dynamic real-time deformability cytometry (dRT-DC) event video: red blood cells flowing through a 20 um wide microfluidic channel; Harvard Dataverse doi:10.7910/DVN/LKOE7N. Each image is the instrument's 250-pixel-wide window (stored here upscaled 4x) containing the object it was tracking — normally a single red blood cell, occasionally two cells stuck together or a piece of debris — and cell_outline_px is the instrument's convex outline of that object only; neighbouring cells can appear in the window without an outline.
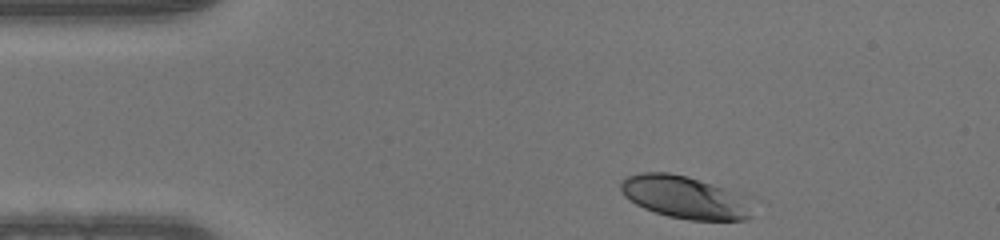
{"species": "human", "species_latin": "Homo sapiens", "temperature_condition": "warm", "stored_images_in_passage": 35, "camera_frame_rate_fps": 3000, "um_per_image_px": 0.085, "donor": {"sex": "male"}, "frame": {"image": 1, "passage_image": 1, "time_ms": 0.0, "image_size_px": [1000, 240], "cell_outline_px": [[752, 216], [744, 220], [688, 220], [668, 216], [644, 208], [636, 204], [624, 196], [620, 188], [620, 184], [628, 176], [640, 172], [668, 172], [688, 176], [720, 188]], "centroid_in_image_um": [57.9, 16.76], "position_along_channel_um": 27.1, "area_um2": 30.46}}
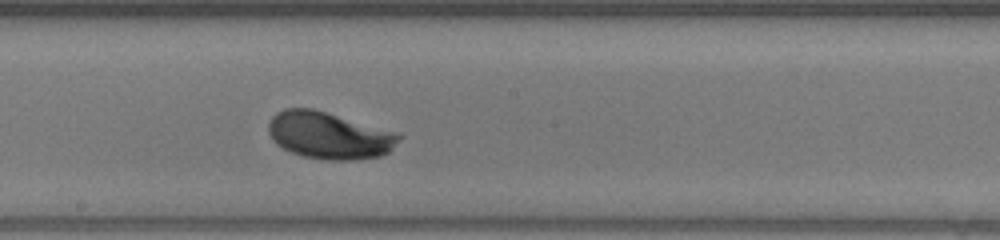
{"frame": {"image": 2, "passage_image": 20, "time_ms": 6.333, "image_size_px": [1000, 240], "cell_outline_px": [[404, 136], [388, 152], [380, 156], [356, 160], [324, 160], [304, 156], [292, 152], [276, 144], [272, 140], [268, 132], [268, 124], [272, 116], [276, 112], [284, 108], [312, 108], [400, 132]], "centroid_in_image_um": [28.0, 11.5], "position_along_channel_um": 220.2, "area_um2": 36.13}}
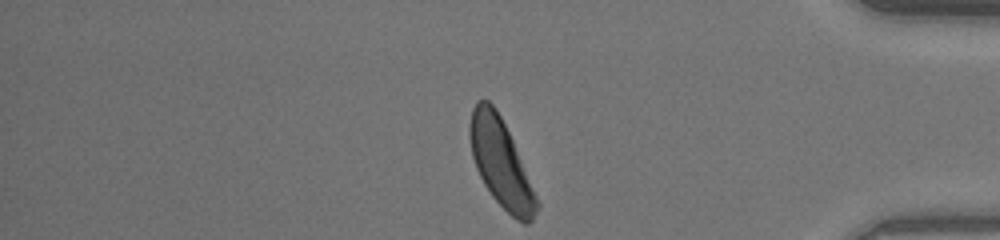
{"frame": {"image": 3, "passage_image": 35, "time_ms": 11.333, "image_size_px": [1000, 240], "cell_outline_px": [[540, 204], [532, 220], [528, 224], [524, 224], [516, 220], [492, 196], [484, 184], [476, 168], [472, 156], [468, 136], [468, 128], [472, 108], [476, 100], [488, 100], [496, 108], [512, 140]], "centroid_in_image_um": [42.54, 13.85], "position_along_channel_um": 392.7, "area_um2": 33.87}}